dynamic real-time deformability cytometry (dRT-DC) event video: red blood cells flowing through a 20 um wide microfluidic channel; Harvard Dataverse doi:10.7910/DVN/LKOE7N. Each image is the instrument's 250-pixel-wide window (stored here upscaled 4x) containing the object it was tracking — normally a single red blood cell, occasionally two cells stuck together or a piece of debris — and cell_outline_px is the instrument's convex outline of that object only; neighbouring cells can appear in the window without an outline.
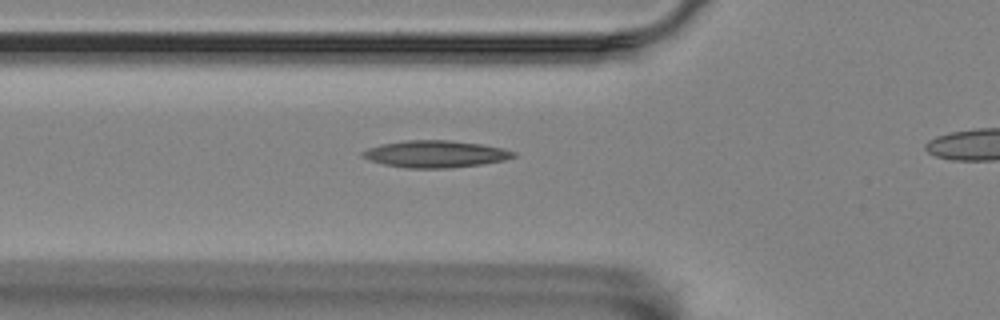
{"species": "Egyptian fruit bat (a non-hibernating species)", "species_latin": "Rousettus aegyptiacus", "temperature_condition": "room temperature", "stored_images_in_passage": 33, "camera_frame_rate_fps": 3000, "um_per_image_px": 0.085, "animal": {"sex": "female"}, "frame": {"image": 1, "passage_image": 2, "time_ms": 0.333, "image_size_px": [1000, 320], "cell_outline_px": [[516, 156], [504, 160], [480, 164], [448, 168], [408, 168], [384, 164], [360, 156], [360, 152], [368, 148], [380, 144], [408, 140], [448, 140], [480, 144], [504, 148], [516, 152]], "centroid_in_image_um": [37.0, 13.08], "position_along_channel_um": 88.8, "area_um2": 23.58}}
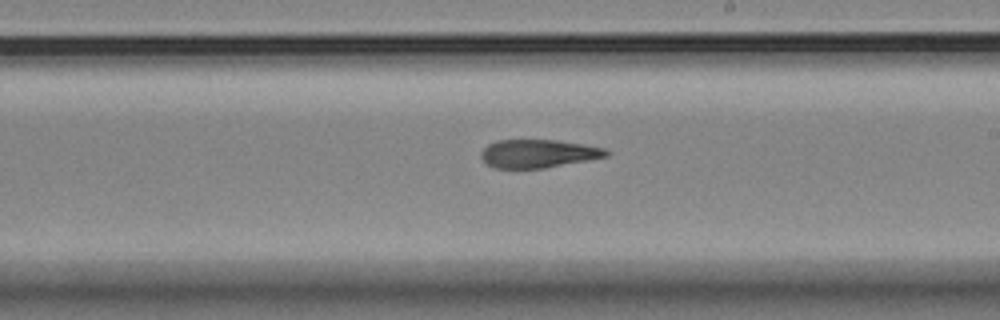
{"frame": {"image": 2, "passage_image": 15, "time_ms": 4.667, "image_size_px": [1000, 320], "cell_outline_px": [[608, 156], [588, 160], [544, 168], [496, 168], [488, 164], [480, 156], [480, 152], [488, 144], [496, 140], [556, 140], [604, 148], [608, 152]], "centroid_in_image_um": [45.71, 13.05], "position_along_channel_um": 243.3, "area_um2": 20.35}}
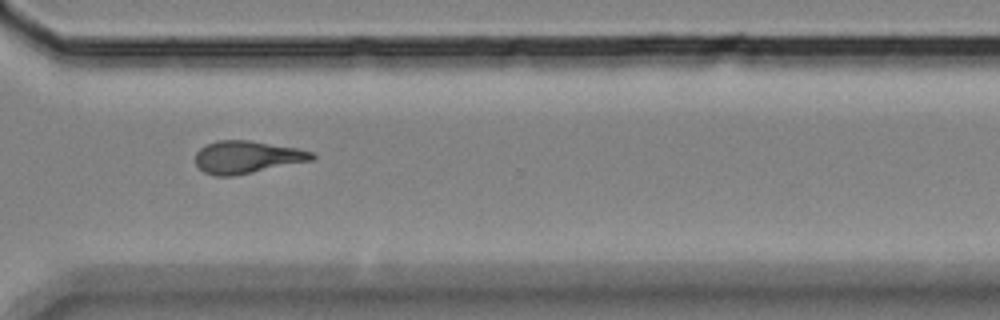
{"frame": {"image": 3, "passage_image": 24, "time_ms": 7.667, "image_size_px": [1000, 320], "cell_outline_px": [[316, 156], [312, 160], [232, 176], [216, 176], [204, 172], [196, 164], [196, 152], [200, 148], [216, 140], [252, 140], [300, 148], [312, 152]], "centroid_in_image_um": [21.0, 13.33], "position_along_channel_um": 349.6, "area_um2": 22.02}}